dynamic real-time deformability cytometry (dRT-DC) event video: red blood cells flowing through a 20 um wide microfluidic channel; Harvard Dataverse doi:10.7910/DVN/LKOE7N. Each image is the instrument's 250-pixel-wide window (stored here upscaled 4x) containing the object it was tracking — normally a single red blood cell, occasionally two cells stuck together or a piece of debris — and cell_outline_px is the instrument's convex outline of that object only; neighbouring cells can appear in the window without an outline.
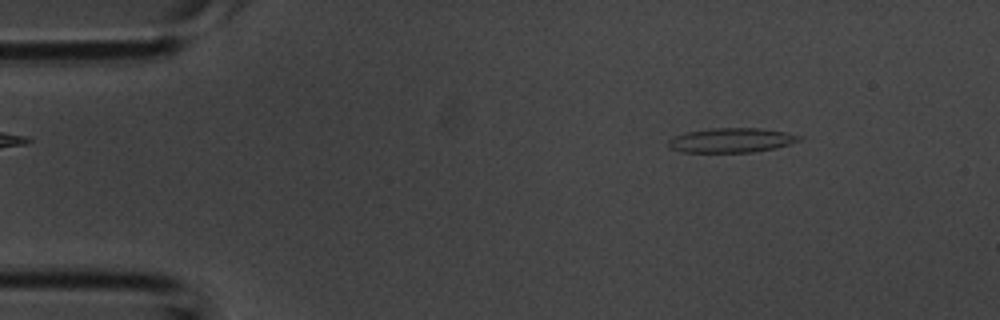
{"species": "common noctule bat (a hibernating species)", "species_latin": "Nyctalus noctula", "temperature_condition": "room temperature", "stored_images_in_passage": 42, "camera_frame_rate_fps": 3000, "um_per_image_px": 0.085, "animal": {"sex": "male", "body_mass_g": 20.1, "forearm_length_mm": 53.5}, "frame": {"image": 1, "passage_image": 5, "time_ms": 1.333, "image_size_px": [1000, 320], "cell_outline_px": [[800, 140], [776, 148], [752, 152], [680, 152], [672, 148], [668, 144], [668, 140], [672, 136], [688, 132], [712, 128], [760, 128], [784, 132], [800, 136]], "centroid_in_image_um": [62.13, 11.92], "position_along_channel_um": 22.9, "area_um2": 18.5}}
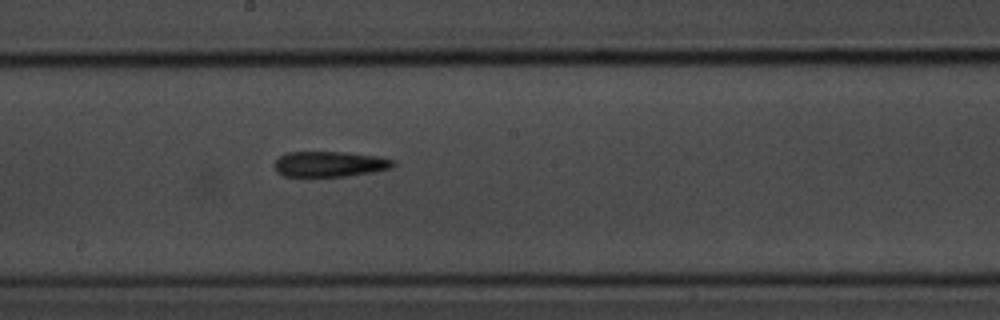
{"frame": {"image": 2, "passage_image": 22, "time_ms": 7.0, "image_size_px": [1000, 320], "cell_outline_px": [[396, 164], [392, 168], [372, 172], [348, 176], [284, 176], [276, 172], [276, 160], [280, 156], [288, 152], [340, 152], [376, 156], [396, 160]], "centroid_in_image_um": [28.06, 13.95], "position_along_channel_um": 220.1, "area_um2": 17.51}}
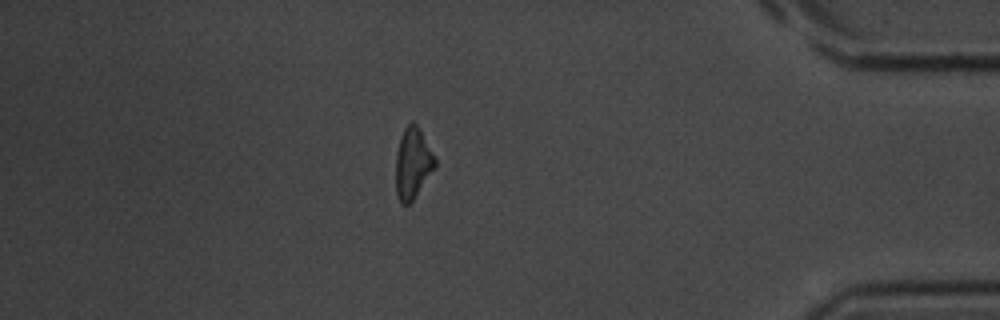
{"frame": {"image": 3, "passage_image": 36, "time_ms": 11.667, "image_size_px": [1000, 320], "cell_outline_px": [[436, 168], [412, 200], [408, 204], [400, 204], [396, 192], [396, 152], [400, 136], [404, 128], [412, 120], [420, 128], [436, 160]], "centroid_in_image_um": [35.08, 13.86], "position_along_channel_um": 400.1, "area_um2": 16.3}}